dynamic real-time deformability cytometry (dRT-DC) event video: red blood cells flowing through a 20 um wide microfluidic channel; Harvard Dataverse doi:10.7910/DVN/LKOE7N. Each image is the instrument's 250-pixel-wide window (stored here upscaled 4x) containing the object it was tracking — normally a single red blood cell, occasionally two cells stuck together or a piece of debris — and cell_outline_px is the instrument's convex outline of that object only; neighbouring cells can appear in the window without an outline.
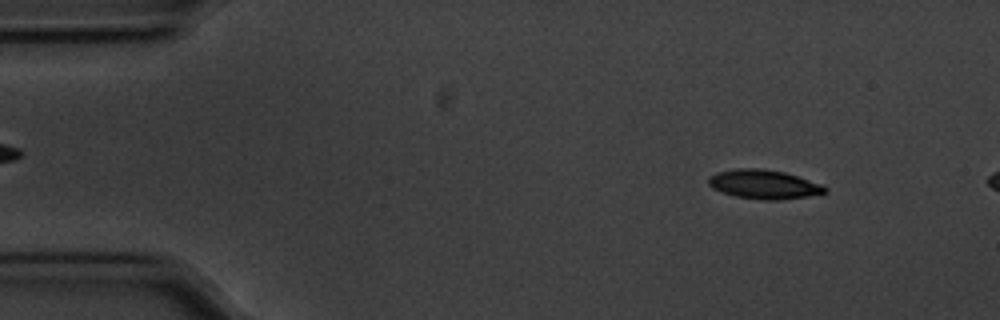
{"species": "common noctule bat (a hibernating species)", "species_latin": "Nyctalus noctula", "temperature_condition": "cold", "stored_images_in_passage": 53, "camera_frame_rate_fps": 3000, "um_per_image_px": 0.085, "animal": {"sex": "male", "body_mass_g": 20.1, "forearm_length_mm": 53.5}, "frame": {"image": 1, "passage_image": 6, "time_ms": 1.667, "image_size_px": [1000, 320], "cell_outline_px": [[828, 192], [808, 196], [780, 200], [764, 200], [736, 196], [712, 188], [708, 184], [708, 176], [716, 172], [736, 168], [760, 168], [784, 172], [820, 184], [828, 188]], "centroid_in_image_um": [64.91, 15.66], "position_along_channel_um": 20.1, "area_um2": 19.65}}
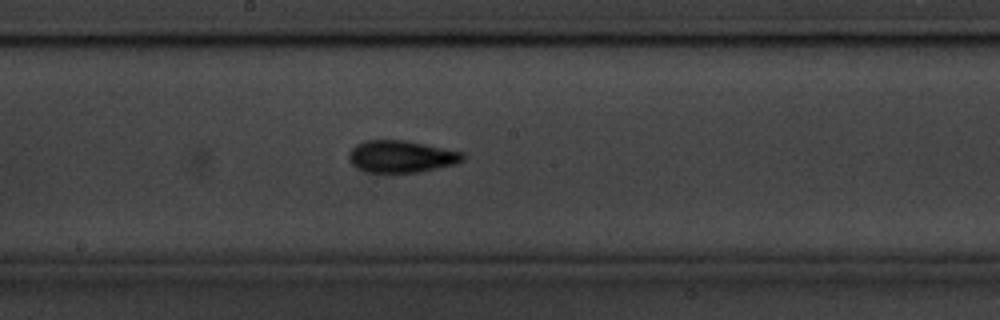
{"frame": {"image": 2, "passage_image": 29, "time_ms": 9.333, "image_size_px": [1000, 320], "cell_outline_px": [[464, 160], [456, 164], [416, 172], [364, 172], [356, 168], [348, 160], [348, 152], [356, 144], [364, 140], [404, 140], [464, 152]], "centroid_in_image_um": [34.07, 13.3], "position_along_channel_um": 214.1, "area_um2": 21.33}}
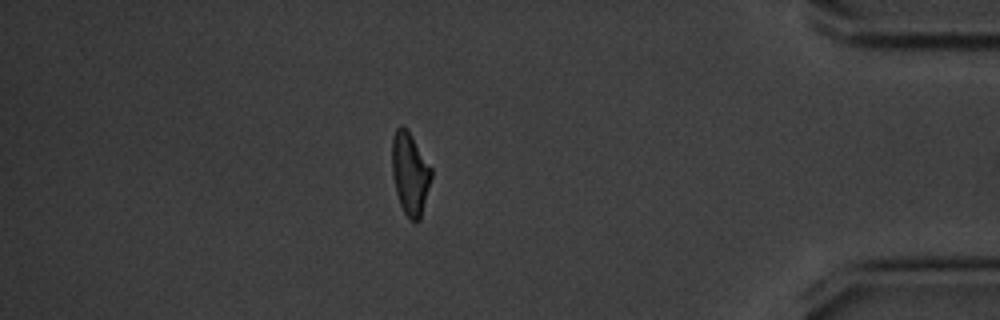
{"frame": {"image": 3, "passage_image": 48, "time_ms": 15.667, "image_size_px": [1000, 320], "cell_outline_px": [[432, 176], [420, 220], [416, 224], [404, 212], [400, 204], [396, 192], [392, 176], [392, 136], [396, 128], [400, 124], [408, 128], [432, 168]], "centroid_in_image_um": [34.85, 14.71], "position_along_channel_um": 400.4, "area_um2": 19.13}}